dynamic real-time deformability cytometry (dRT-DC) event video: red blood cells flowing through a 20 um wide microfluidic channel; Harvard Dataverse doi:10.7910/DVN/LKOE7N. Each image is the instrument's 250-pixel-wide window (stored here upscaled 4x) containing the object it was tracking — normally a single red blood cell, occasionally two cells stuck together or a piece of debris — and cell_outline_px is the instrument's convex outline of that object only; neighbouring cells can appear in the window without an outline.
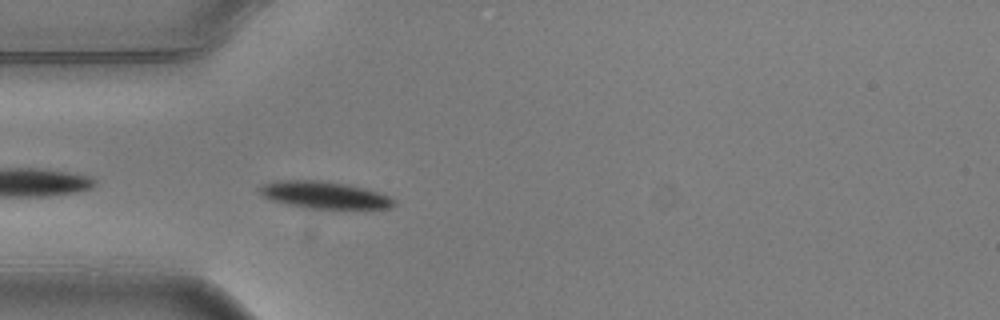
{"species": "common noctule bat (a hibernating species)", "species_latin": "Nyctalus noctula", "temperature_condition": "warm", "stored_images_in_passage": 2, "camera_frame_rate_fps": 3000, "um_per_image_px": 0.085, "animal": {"sex": "male", "body_mass_g": 20.5, "forearm_length_mm": 52.5}, "frame": {"image": 1, "passage_image": 2, "time_ms": 0.333, "image_size_px": [1000, 320], "cell_outline_px": [[396, 204], [388, 208], [304, 208], [272, 200], [264, 196], [260, 192], [260, 184], [272, 180], [320, 180], [344, 184], [364, 188], [388, 196], [396, 200]], "centroid_in_image_um": [27.52, 16.56], "position_along_channel_um": 57.5, "area_um2": 20.98}}